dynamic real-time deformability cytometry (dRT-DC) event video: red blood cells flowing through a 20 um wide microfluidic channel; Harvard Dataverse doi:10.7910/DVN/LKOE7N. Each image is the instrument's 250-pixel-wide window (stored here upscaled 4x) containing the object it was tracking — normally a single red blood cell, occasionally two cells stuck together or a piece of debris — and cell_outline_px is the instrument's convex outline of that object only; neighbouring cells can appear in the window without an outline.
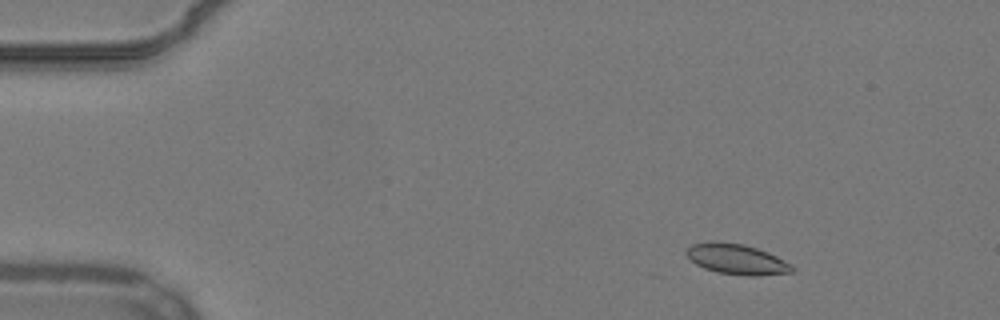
{"species": "common noctule bat (a hibernating species)", "species_latin": "Nyctalus noctula", "temperature_condition": "warm", "stored_images_in_passage": 55, "camera_frame_rate_fps": 3000, "um_per_image_px": 0.085, "animal": {"sex": "male", "body_mass_g": 19.2, "forearm_length_mm": 51.8}, "frame": {"image": 1, "passage_image": 7, "time_ms": 2.0, "image_size_px": [1000, 320], "cell_outline_px": [[796, 272], [756, 276], [744, 276], [716, 272], [704, 268], [696, 264], [684, 252], [692, 244], [712, 240], [720, 240], [744, 244], [768, 252], [792, 264], [796, 268]], "centroid_in_image_um": [62.65, 22.03], "position_along_channel_um": 22.4, "area_um2": 19.13}}
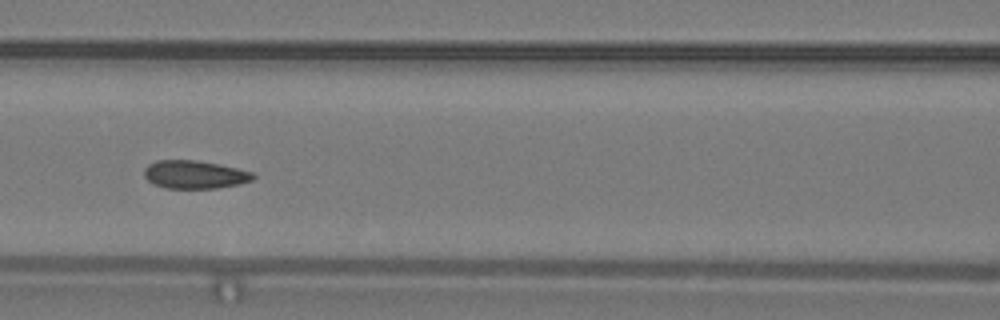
{"frame": {"image": 2, "passage_image": 24, "time_ms": 7.667, "image_size_px": [1000, 320], "cell_outline_px": [[256, 176], [252, 180], [240, 184], [216, 188], [168, 188], [152, 184], [144, 176], [144, 168], [148, 164], [156, 160], [196, 160], [220, 164], [252, 172]], "centroid_in_image_um": [16.53, 14.83], "position_along_channel_um": 150.1, "area_um2": 17.92}}
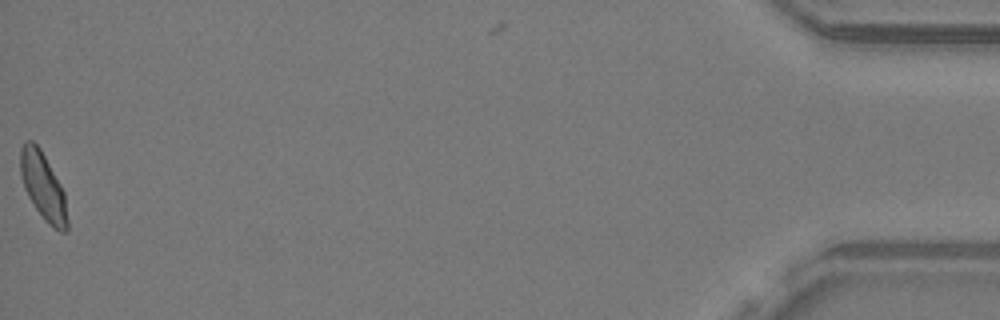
{"frame": {"image": 3, "passage_image": 54, "time_ms": 17.667, "image_size_px": [1000, 320], "cell_outline_px": [[68, 232], [60, 232], [48, 224], [44, 220], [28, 196], [24, 188], [20, 172], [20, 148], [24, 140], [32, 140], [40, 148], [60, 184], [64, 192], [68, 220]], "centroid_in_image_um": [3.66, 15.84], "position_along_channel_um": 431.5, "area_um2": 18.44}, "authors_computed_cell_mechanics": {"area_um2": 18.207, "velocity_mm_per_s": 3.8186, "shape_relaxation_time_tau1_ms": 4.2857, "shape_relaxation_time_tau2_ms": null, "deformation_change_tau1": 0.0785, "deformation_change_tau2": null}}